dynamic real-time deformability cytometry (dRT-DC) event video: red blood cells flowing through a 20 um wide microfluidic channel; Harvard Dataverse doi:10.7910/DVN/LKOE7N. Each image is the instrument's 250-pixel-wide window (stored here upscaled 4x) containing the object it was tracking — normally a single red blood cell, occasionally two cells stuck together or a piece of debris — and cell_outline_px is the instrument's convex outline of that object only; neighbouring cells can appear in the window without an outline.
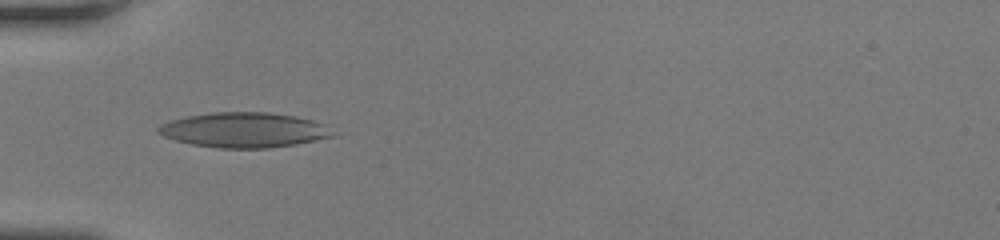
{"species": "human", "species_latin": "Homo sapiens", "temperature_condition": "room temperature", "stored_images_in_passage": 33, "camera_frame_rate_fps": 3000, "um_per_image_px": 0.085, "donor": {"sex": "female"}, "frame": {"image": 1, "passage_image": 1, "time_ms": 0.0, "image_size_px": [1000, 240], "cell_outline_px": [[340, 132], [336, 136], [296, 144], [268, 148], [220, 148], [192, 144], [176, 140], [164, 136], [156, 132], [156, 128], [160, 124], [172, 120], [188, 116], [212, 112], [268, 112], [296, 116], [312, 120], [324, 124]], "centroid_in_image_um": [20.81, 11.05], "position_along_channel_um": 64.2, "area_um2": 35.84}}
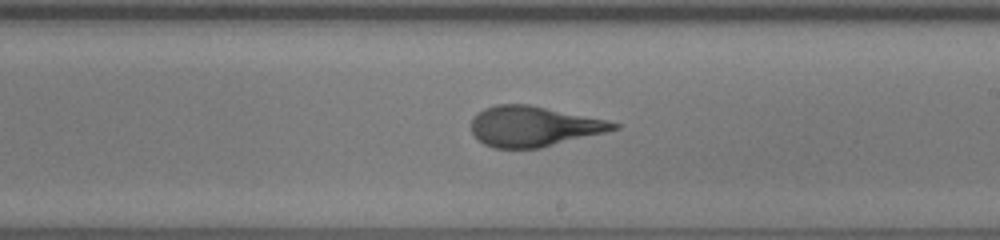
{"frame": {"image": 2, "passage_image": 14, "time_ms": 4.333, "image_size_px": [1000, 240], "cell_outline_px": [[620, 128], [540, 148], [492, 148], [484, 144], [472, 132], [472, 120], [476, 112], [484, 108], [496, 104], [528, 104], [604, 120], [620, 124]], "centroid_in_image_um": [45.3, 10.74], "position_along_channel_um": 243.7, "area_um2": 32.95}}
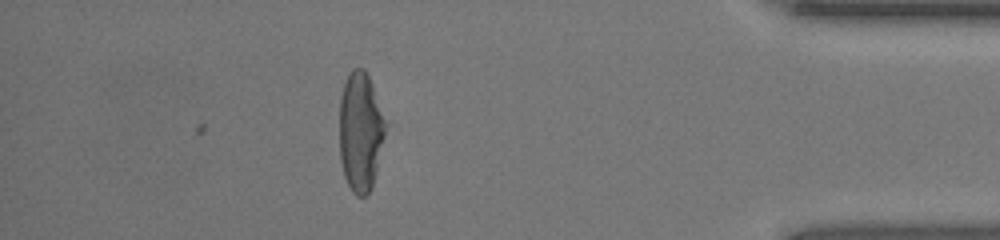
{"frame": {"image": 3, "passage_image": 28, "time_ms": 9.0, "image_size_px": [1000, 240], "cell_outline_px": [[384, 136], [376, 172], [372, 188], [364, 196], [356, 196], [352, 192], [344, 176], [340, 160], [340, 96], [344, 80], [348, 72], [352, 68], [364, 68], [372, 84], [384, 120]], "centroid_in_image_um": [30.6, 11.18], "position_along_channel_um": 404.6, "area_um2": 31.73}, "authors_computed_cell_mechanics": {"area_um2": 33.813, "velocity_mm_per_s": 4.2636, "shape_relaxation_time_tau1_ms": 4.6853, "shape_relaxation_time_tau2_ms": 0.8273, "deformation_change_tau1": 0.2036, "deformation_change_tau2": 0.0814}}